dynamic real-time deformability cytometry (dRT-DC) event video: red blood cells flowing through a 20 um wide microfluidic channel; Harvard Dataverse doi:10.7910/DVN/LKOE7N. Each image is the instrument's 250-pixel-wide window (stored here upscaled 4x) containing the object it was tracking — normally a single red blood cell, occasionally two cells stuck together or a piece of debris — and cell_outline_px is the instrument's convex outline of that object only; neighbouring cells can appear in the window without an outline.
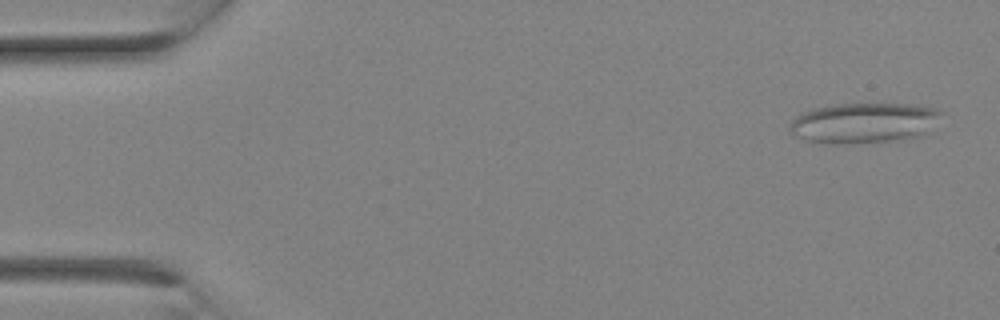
{"species": "Egyptian fruit bat (a non-hibernating species)", "species_latin": "Rousettus aegyptiacus", "temperature_condition": "room temperature", "stored_images_in_passage": 9, "camera_frame_rate_fps": 3000, "um_per_image_px": 0.085, "animal": {"sex": "female"}, "frame": {"image": 1, "passage_image": 1, "time_ms": 0.0, "image_size_px": [1000, 320], "cell_outline_px": [[944, 112], [920, 136], [904, 140], [848, 144], [824, 144], [804, 140], [796, 136], [792, 132], [792, 120], [796, 116], [812, 108], [828, 104], [904, 104], [936, 108]], "centroid_in_image_um": [73.39, 10.46], "position_along_channel_um": 11.6, "area_um2": 35.66}}